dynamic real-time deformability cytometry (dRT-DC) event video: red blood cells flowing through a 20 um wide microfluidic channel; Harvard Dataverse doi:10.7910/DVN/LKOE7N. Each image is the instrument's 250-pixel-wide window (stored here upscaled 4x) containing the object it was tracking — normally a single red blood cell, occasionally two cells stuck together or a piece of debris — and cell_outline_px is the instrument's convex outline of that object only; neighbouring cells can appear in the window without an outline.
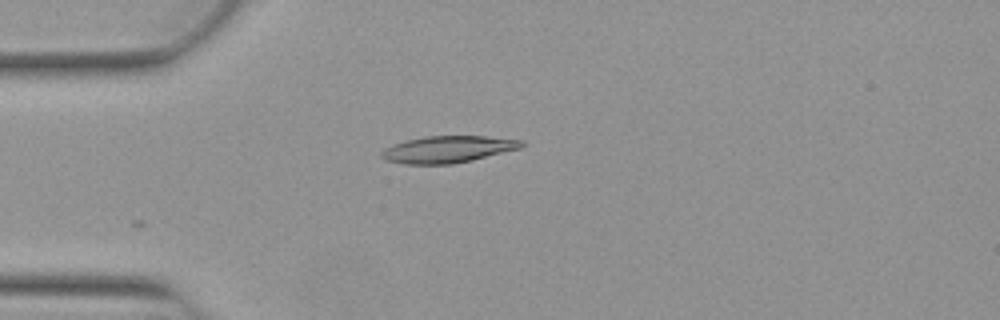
{"species": "Egyptian fruit bat (a non-hibernating species)", "species_latin": "Rousettus aegyptiacus", "temperature_condition": "warm", "stored_images_in_passage": 7, "camera_frame_rate_fps": 3000, "um_per_image_px": 0.085, "animal": {"sex": "female"}, "frame": {"image": 1, "passage_image": 1, "time_ms": 0.0, "image_size_px": [1000, 320], "cell_outline_px": [[524, 144], [520, 148], [472, 160], [452, 164], [404, 164], [384, 160], [380, 156], [380, 152], [384, 148], [392, 144], [424, 136], [484, 136], [524, 140]], "centroid_in_image_um": [38.02, 12.69], "position_along_channel_um": 47.0, "area_um2": 21.91}}